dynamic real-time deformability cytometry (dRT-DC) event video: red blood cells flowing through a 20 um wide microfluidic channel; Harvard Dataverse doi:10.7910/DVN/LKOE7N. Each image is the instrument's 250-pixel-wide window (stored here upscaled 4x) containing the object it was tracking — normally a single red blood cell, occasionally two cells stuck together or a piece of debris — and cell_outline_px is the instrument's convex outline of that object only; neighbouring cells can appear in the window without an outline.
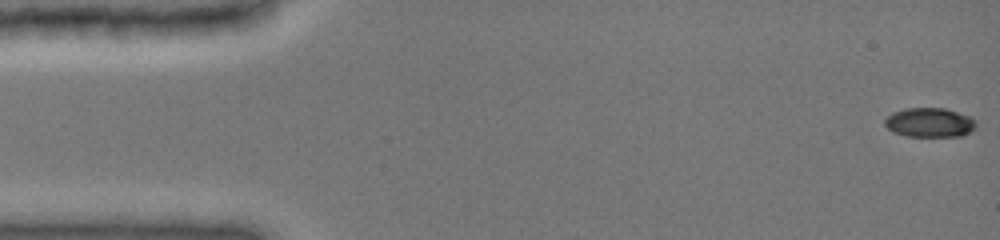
{"species": "common noctule bat (a hibernating species)", "species_latin": "Nyctalus noctula", "temperature_condition": "cold", "stored_images_in_passage": 20, "camera_frame_rate_fps": 3000, "um_per_image_px": 0.085, "animal": {"sex": "female", "body_mass_g": 19.0, "forearm_length_mm": 51.5}, "frame": {"image": 1, "passage_image": 1, "time_ms": 0.0, "image_size_px": [1000, 240], "cell_outline_px": [[976, 128], [960, 136], [904, 136], [892, 132], [884, 124], [884, 120], [892, 112], [904, 108], [944, 108], [968, 116], [976, 120]], "centroid_in_image_um": [78.98, 10.41], "position_along_channel_um": 6.0, "area_um2": 15.61}}
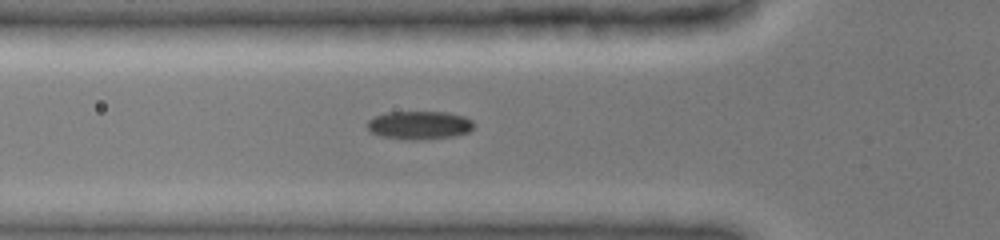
{"frame": {"image": 2, "passage_image": 12, "time_ms": 5.333, "image_size_px": [1000, 240], "cell_outline_px": [[476, 124], [468, 132], [456, 136], [416, 140], [412, 140], [380, 136], [368, 132], [364, 124], [368, 120], [384, 112], [448, 112], [464, 116], [472, 120]], "centroid_in_image_um": [35.61, 10.64], "position_along_channel_um": 90.2, "area_um2": 17.92}}
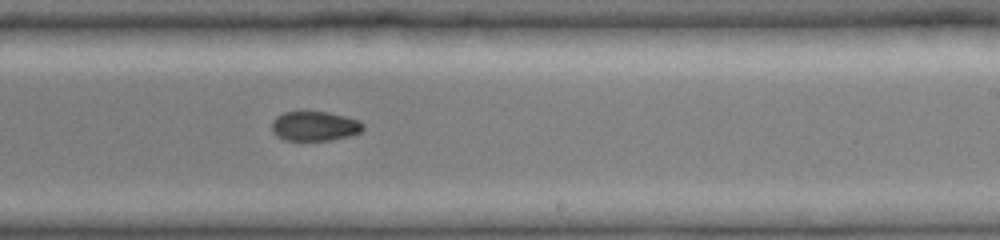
{"frame": {"image": 3, "passage_image": 20, "time_ms": 9.667, "image_size_px": [1000, 240], "cell_outline_px": [[364, 128], [360, 132], [348, 136], [332, 140], [284, 140], [276, 136], [272, 132], [272, 120], [276, 116], [284, 112], [328, 112], [360, 120], [364, 124]], "centroid_in_image_um": [26.73, 10.72], "position_along_channel_um": 262.3, "area_um2": 15.78}}